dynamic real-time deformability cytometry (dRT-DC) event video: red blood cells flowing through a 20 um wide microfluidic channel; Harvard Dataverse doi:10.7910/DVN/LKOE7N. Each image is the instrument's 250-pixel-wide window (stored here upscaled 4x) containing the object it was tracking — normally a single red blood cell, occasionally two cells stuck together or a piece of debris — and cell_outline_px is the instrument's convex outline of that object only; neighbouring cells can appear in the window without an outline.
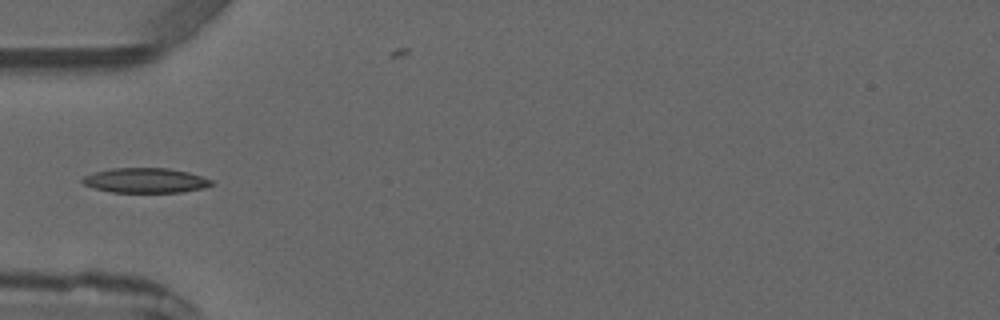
{"species": "common noctule bat (a hibernating species)", "species_latin": "Nyctalus noctula", "temperature_condition": "warm", "stored_images_in_passage": 5, "camera_frame_rate_fps": 3000, "um_per_image_px": 0.085, "animal": {"sex": "male", "forearm_length_mm": 52.5}, "frame": {"image": 1, "passage_image": 3, "time_ms": 3.0, "image_size_px": [1000, 320], "cell_outline_px": [[216, 184], [204, 188], [180, 192], [112, 192], [96, 188], [84, 184], [80, 180], [84, 176], [92, 172], [112, 168], [168, 168], [188, 172], [212, 180]], "centroid_in_image_um": [12.37, 15.33], "position_along_channel_um": 72.6, "area_um2": 18.67}}
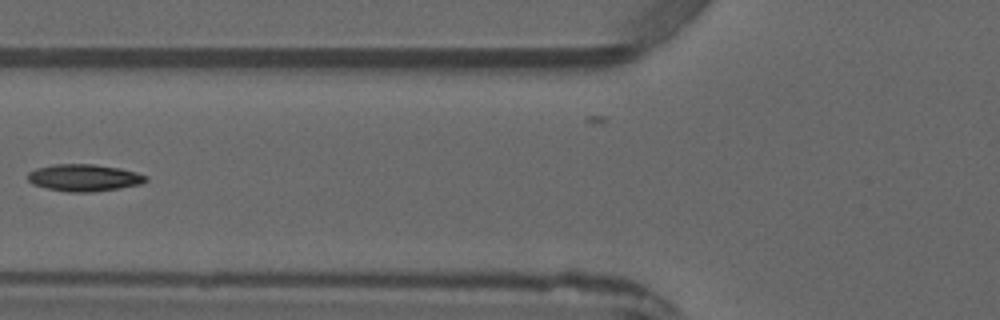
{"frame": {"image": 2, "passage_image": 4, "time_ms": 4.0, "image_size_px": [1000, 320], "cell_outline_px": [[148, 180], [140, 184], [92, 192], [68, 192], [48, 188], [32, 184], [28, 180], [28, 172], [36, 168], [56, 164], [92, 164], [120, 168], [136, 172], [148, 176]], "centroid_in_image_um": [7.14, 15.1], "position_along_channel_um": 118.7, "area_um2": 18.44}}